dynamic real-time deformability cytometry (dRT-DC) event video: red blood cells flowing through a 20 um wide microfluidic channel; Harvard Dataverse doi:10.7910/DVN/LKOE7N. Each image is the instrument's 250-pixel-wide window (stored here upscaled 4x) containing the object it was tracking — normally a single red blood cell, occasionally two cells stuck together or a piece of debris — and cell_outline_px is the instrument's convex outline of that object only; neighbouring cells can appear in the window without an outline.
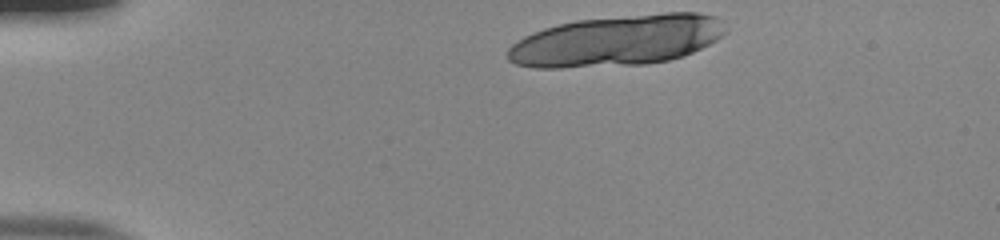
{"species": "human", "species_latin": "Homo sapiens", "temperature_condition": "room temperature", "stored_images_in_passage": 11, "camera_frame_rate_fps": 3000, "um_per_image_px": 0.085, "donor": {"sex": "male"}, "frame": {"image": 1, "passage_image": 1, "time_ms": 0.0, "image_size_px": [1000, 240], "cell_outline_px": [[724, 32], [716, 40], [684, 56], [668, 60], [648, 64], [560, 68], [536, 68], [516, 64], [508, 60], [508, 48], [512, 44], [524, 36], [544, 28], [576, 20], [664, 12], [696, 12], [712, 16]], "centroid_in_image_um": [52.36, 3.46], "position_along_channel_um": 32.6, "area_um2": 64.1}}